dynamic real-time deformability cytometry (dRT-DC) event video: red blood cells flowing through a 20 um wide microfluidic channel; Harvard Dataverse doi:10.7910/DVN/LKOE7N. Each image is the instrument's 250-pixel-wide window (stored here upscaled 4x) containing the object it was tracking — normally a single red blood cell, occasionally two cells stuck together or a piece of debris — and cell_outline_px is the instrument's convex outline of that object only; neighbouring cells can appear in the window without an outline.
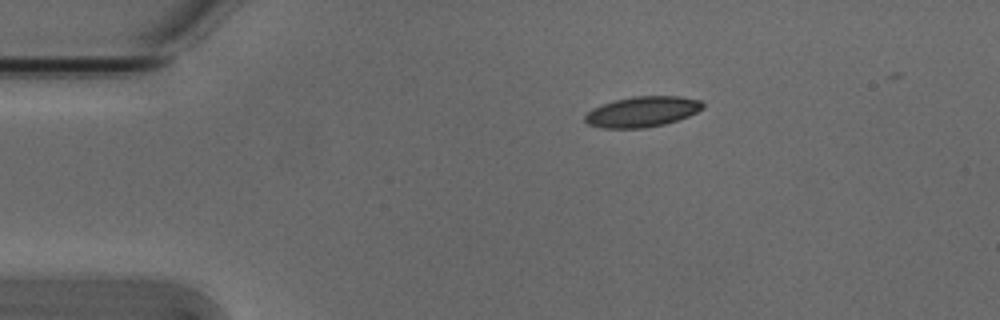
{"species": "Egyptian fruit bat (a non-hibernating species)", "species_latin": "Rousettus aegyptiacus", "temperature_condition": "cold", "stored_images_in_passage": 42, "camera_frame_rate_fps": 3000, "um_per_image_px": 0.085, "animal": {"sex": "male"}, "frame": {"image": 1, "passage_image": 1, "time_ms": 0.0, "image_size_px": [1000, 320], "cell_outline_px": [[704, 108], [688, 116], [664, 124], [644, 128], [600, 128], [588, 124], [584, 120], [584, 116], [592, 108], [616, 100], [632, 96], [680, 96], [700, 100], [704, 104]], "centroid_in_image_um": [54.58, 9.49], "position_along_channel_um": 30.4, "area_um2": 20.87}}
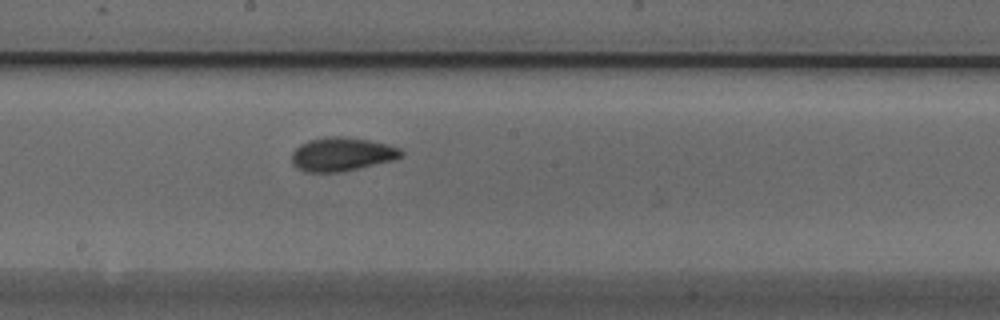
{"frame": {"image": 2, "passage_image": 20, "time_ms": 6.333, "image_size_px": [1000, 320], "cell_outline_px": [[404, 156], [396, 160], [336, 172], [304, 172], [296, 168], [292, 164], [292, 152], [300, 144], [308, 140], [324, 136], [344, 136], [368, 140], [388, 144], [400, 148], [404, 152]], "centroid_in_image_um": [29.06, 13.1], "position_along_channel_um": 219.1, "area_um2": 21.68}}
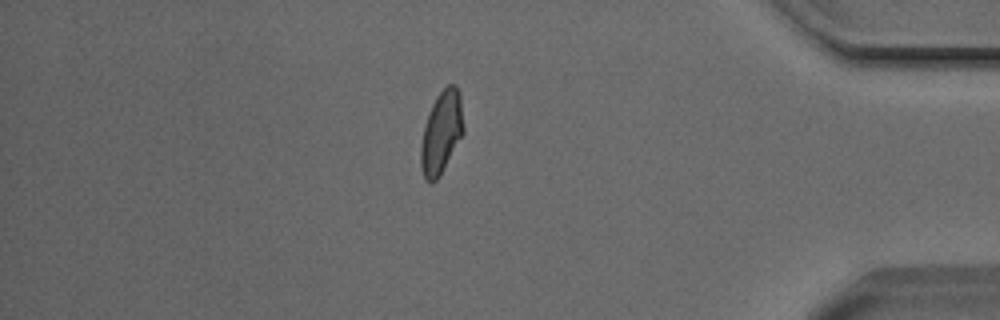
{"frame": {"image": 3, "passage_image": 37, "time_ms": 12.0, "image_size_px": [1000, 320], "cell_outline_px": [[464, 132], [436, 180], [432, 184], [424, 180], [420, 164], [420, 148], [424, 128], [432, 104], [436, 96], [448, 84], [456, 84], [460, 96], [464, 128]], "centroid_in_image_um": [37.51, 11.26], "position_along_channel_um": 397.7, "area_um2": 20.23}, "authors_computed_cell_mechanics": {"area_um2": 20.519, "velocity_mm_per_s": 3.8034, "shape_relaxation_time_tau1_ms": 4.4493, "shape_relaxation_time_tau2_ms": 1.4183, "deformation_change_tau1": 0.1365, "deformation_change_tau2": 0.0656}}